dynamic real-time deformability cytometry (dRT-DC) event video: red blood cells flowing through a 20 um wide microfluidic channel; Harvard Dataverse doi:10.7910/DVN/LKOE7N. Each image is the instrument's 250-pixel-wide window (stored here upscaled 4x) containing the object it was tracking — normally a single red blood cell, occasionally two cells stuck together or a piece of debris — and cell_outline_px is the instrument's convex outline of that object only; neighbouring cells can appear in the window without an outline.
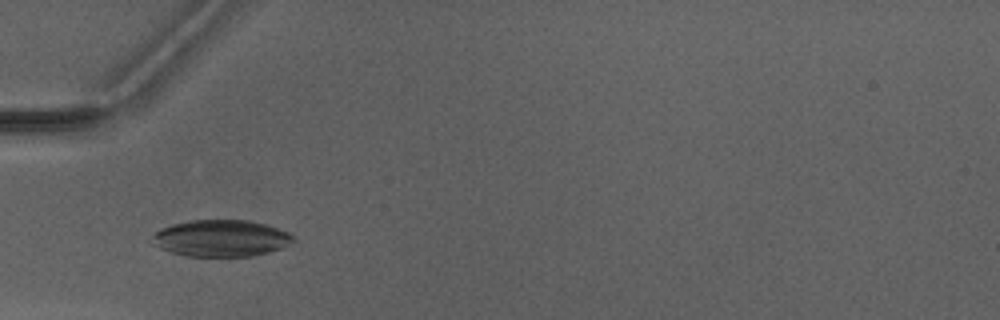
{"species": "Egyptian fruit bat (a non-hibernating species)", "species_latin": "Rousettus aegyptiacus", "temperature_condition": "warm", "stored_images_in_passage": 6, "camera_frame_rate_fps": 3000, "um_per_image_px": 0.085, "animal": {"sex": "male"}, "frame": {"image": 1, "passage_image": 5, "time_ms": 4.667, "image_size_px": [1000, 320], "cell_outline_px": [[296, 240], [280, 248], [268, 252], [252, 256], [184, 256], [160, 248], [152, 244], [152, 232], [160, 228], [172, 224], [188, 220], [248, 220], [280, 228], [296, 236]], "centroid_in_image_um": [18.77, 20.24], "position_along_channel_um": 66.2, "area_um2": 30.4}}
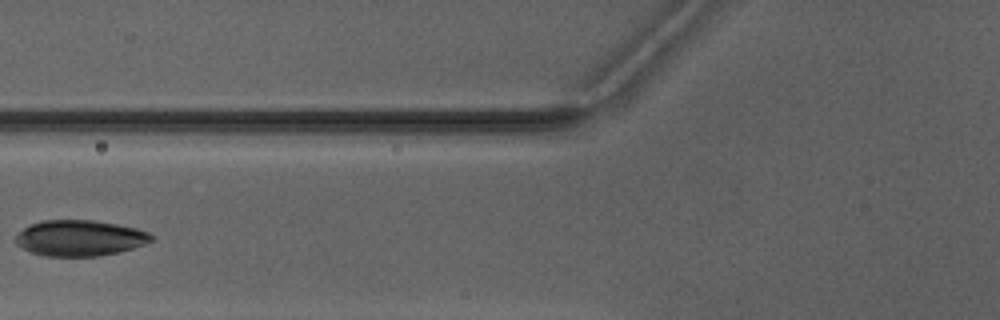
{"frame": {"image": 2, "passage_image": 6, "time_ms": 6.0, "image_size_px": [1000, 320], "cell_outline_px": [[156, 236], [152, 240], [144, 244], [120, 252], [100, 256], [48, 256], [32, 252], [16, 244], [16, 236], [24, 228], [32, 224], [44, 220], [92, 220], [116, 224], [136, 228], [148, 232]], "centroid_in_image_um": [6.82, 20.23], "position_along_channel_um": 119.0, "area_um2": 28.15}}